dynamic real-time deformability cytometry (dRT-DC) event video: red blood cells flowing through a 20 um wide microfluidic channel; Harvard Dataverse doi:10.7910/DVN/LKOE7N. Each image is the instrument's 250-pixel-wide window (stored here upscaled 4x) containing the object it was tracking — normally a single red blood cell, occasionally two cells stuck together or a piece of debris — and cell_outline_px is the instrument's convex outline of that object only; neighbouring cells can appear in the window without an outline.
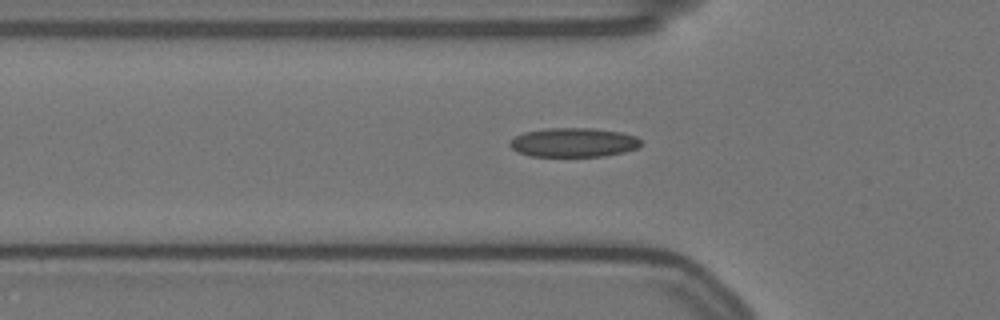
{"species": "Egyptian fruit bat (a non-hibernating species)", "species_latin": "Rousettus aegyptiacus", "temperature_condition": "warm", "stored_images_in_passage": 31, "camera_frame_rate_fps": 3000, "um_per_image_px": 0.085, "animal": {"sex": "female"}, "frame": {"image": 1, "passage_image": 9, "time_ms": 2.667, "image_size_px": [1000, 320], "cell_outline_px": [[640, 148], [624, 152], [604, 156], [532, 156], [520, 152], [512, 148], [508, 144], [516, 136], [524, 132], [544, 128], [592, 128], [620, 132], [636, 136], [640, 140]], "centroid_in_image_um": [48.78, 12.1], "position_along_channel_um": 77.0, "area_um2": 22.2}}
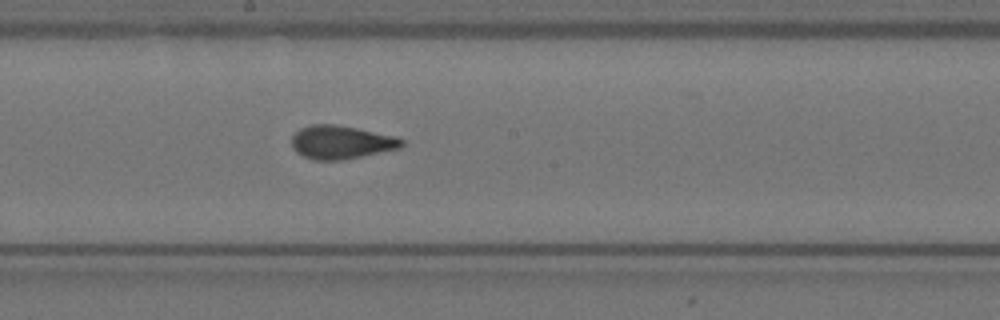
{"frame": {"image": 2, "passage_image": 21, "time_ms": 6.667, "image_size_px": [1000, 320], "cell_outline_px": [[404, 144], [400, 148], [344, 160], [312, 160], [296, 152], [292, 148], [292, 136], [300, 128], [312, 124], [336, 124], [396, 136], [404, 140]], "centroid_in_image_um": [28.99, 12.09], "position_along_channel_um": 219.2, "area_um2": 21.5}}
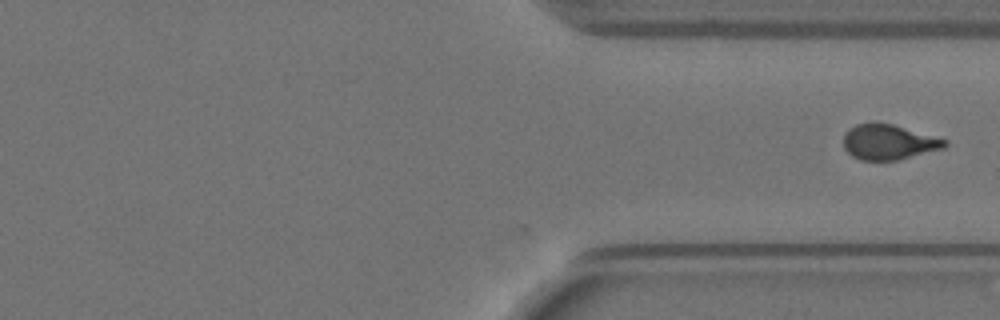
{"frame": {"image": 3, "passage_image": 31, "time_ms": 10.0, "image_size_px": [1000, 320], "cell_outline_px": [[948, 144], [944, 148], [896, 160], [860, 160], [852, 156], [844, 148], [844, 132], [848, 128], [856, 124], [892, 124], [948, 140]], "centroid_in_image_um": [75.52, 12.09], "position_along_channel_um": 335.9, "area_um2": 20.46}}